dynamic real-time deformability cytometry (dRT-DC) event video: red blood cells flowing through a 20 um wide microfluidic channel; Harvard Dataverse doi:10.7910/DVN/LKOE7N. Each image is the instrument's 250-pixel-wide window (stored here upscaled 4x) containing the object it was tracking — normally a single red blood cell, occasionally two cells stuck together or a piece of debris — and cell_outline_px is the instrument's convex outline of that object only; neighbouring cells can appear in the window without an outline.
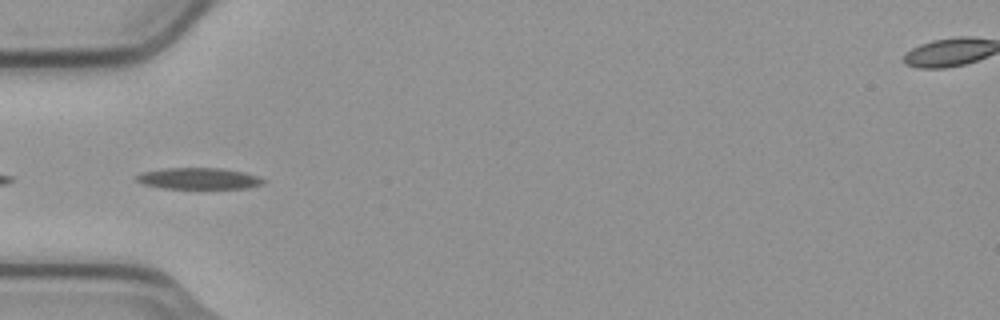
{"species": "common noctule bat (a hibernating species)", "species_latin": "Nyctalus noctula", "temperature_condition": "cold", "stored_images_in_passage": 12, "camera_frame_rate_fps": 3000, "um_per_image_px": 0.085, "animal": {"sex": "male", "body_mass_g": 23.1, "forearm_length_mm": 52.7}, "frame": {"image": 1, "passage_image": 6, "time_ms": 1.667, "image_size_px": [1000, 320], "cell_outline_px": [[268, 180], [264, 184], [244, 188], [164, 188], [144, 184], [136, 180], [136, 176], [144, 172], [168, 168], [220, 168], [244, 172]], "centroid_in_image_um": [16.95, 15.17], "position_along_channel_um": 68.1, "area_um2": 15.55}}
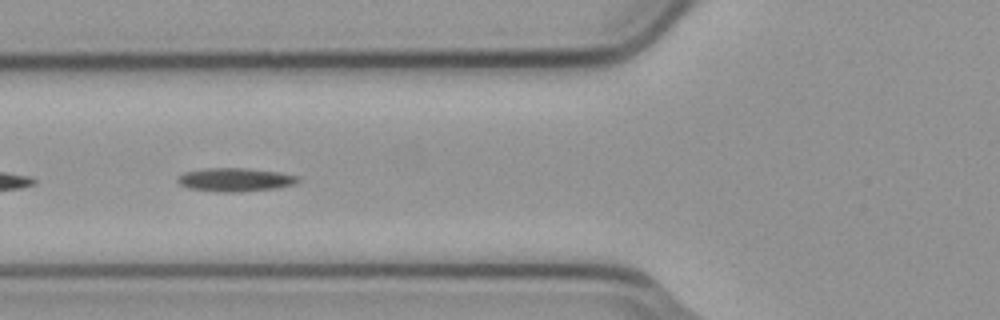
{"frame": {"image": 2, "passage_image": 9, "time_ms": 2.667, "image_size_px": [1000, 320], "cell_outline_px": [[300, 180], [296, 184], [276, 188], [240, 192], [220, 192], [188, 188], [180, 184], [176, 180], [184, 172], [208, 168], [244, 168], [280, 172], [300, 176]], "centroid_in_image_um": [20.04, 15.28], "position_along_channel_um": 105.8, "area_um2": 16.53}}